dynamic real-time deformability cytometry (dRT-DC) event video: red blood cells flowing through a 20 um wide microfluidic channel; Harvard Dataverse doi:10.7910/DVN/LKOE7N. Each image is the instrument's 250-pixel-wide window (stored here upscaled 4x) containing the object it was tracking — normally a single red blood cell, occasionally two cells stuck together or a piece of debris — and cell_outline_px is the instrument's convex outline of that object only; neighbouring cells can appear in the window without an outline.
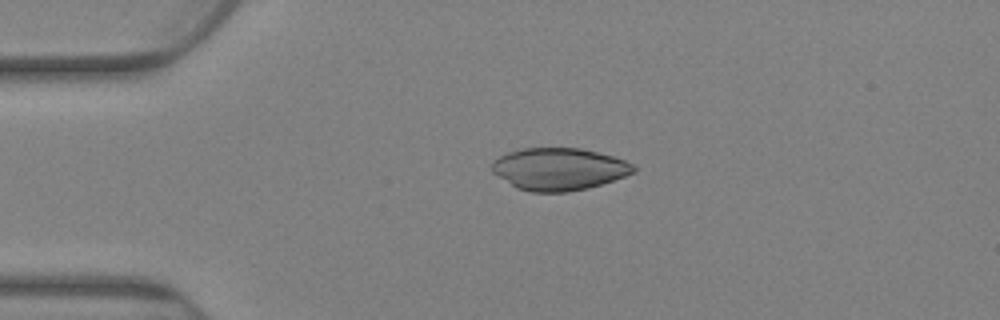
{"species": "Egyptian fruit bat (a non-hibernating species)", "species_latin": "Rousettus aegyptiacus", "temperature_condition": "warm", "stored_images_in_passage": 64, "camera_frame_rate_fps": 3000, "um_per_image_px": 0.085, "animal": {"sex": "female"}, "frame": {"image": 1, "passage_image": 1, "time_ms": 0.0, "image_size_px": [1000, 320], "cell_outline_px": [[636, 172], [588, 188], [568, 192], [532, 192], [516, 188], [492, 172], [492, 164], [500, 156], [508, 152], [524, 148], [580, 148], [612, 156], [624, 160], [632, 164], [636, 168]], "centroid_in_image_um": [47.51, 14.37], "position_along_channel_um": 37.5, "area_um2": 34.62}}
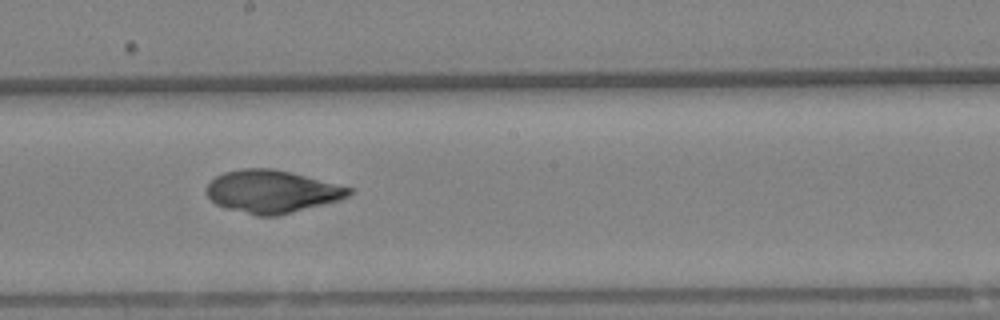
{"frame": {"image": 2, "passage_image": 28, "time_ms": 9.0, "image_size_px": [1000, 320], "cell_outline_px": [[356, 192], [348, 196], [336, 200], [276, 216], [256, 216], [228, 208], [216, 204], [204, 192], [208, 184], [216, 176], [224, 172], [240, 168], [272, 168], [352, 188]], "centroid_in_image_um": [23.06, 16.27], "position_along_channel_um": 225.1, "area_um2": 34.91}}
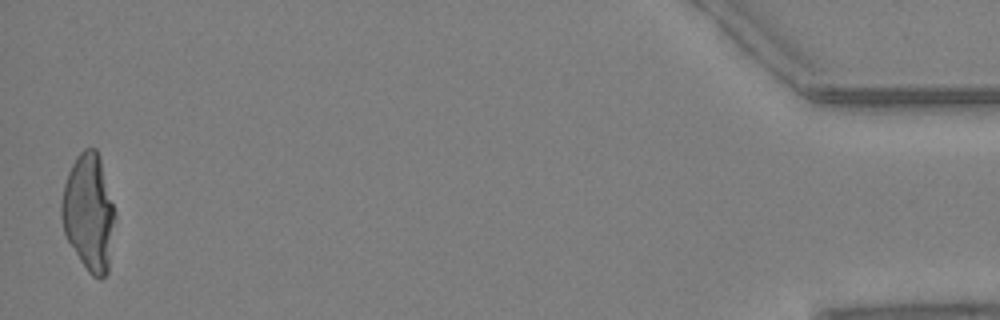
{"frame": {"image": 3, "passage_image": 63, "time_ms": 20.667, "image_size_px": [1000, 320], "cell_outline_px": [[116, 216], [108, 272], [100, 280], [92, 276], [88, 272], [80, 260], [68, 240], [64, 232], [60, 216], [60, 204], [64, 184], [68, 172], [76, 156], [84, 148], [96, 148], [100, 156]], "centroid_in_image_um": [7.55, 18.06], "position_along_channel_um": 427.7, "area_um2": 36.65}}